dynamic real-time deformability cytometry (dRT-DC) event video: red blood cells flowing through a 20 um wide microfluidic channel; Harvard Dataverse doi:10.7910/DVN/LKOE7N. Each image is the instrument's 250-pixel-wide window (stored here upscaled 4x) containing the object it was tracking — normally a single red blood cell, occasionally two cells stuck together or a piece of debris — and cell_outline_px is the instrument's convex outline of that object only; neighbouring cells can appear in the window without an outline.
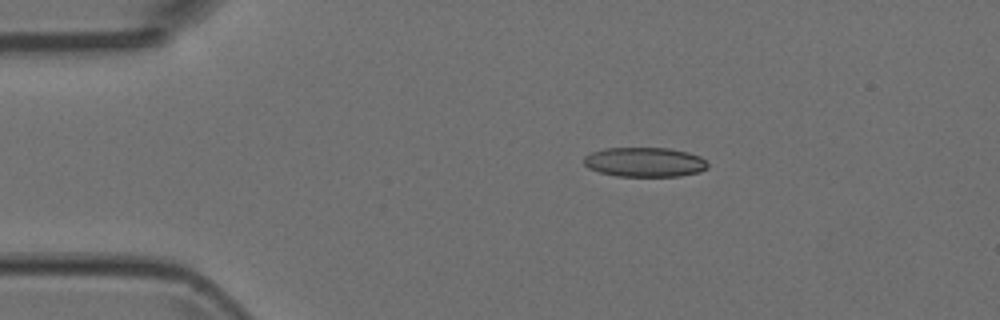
{"species": "Egyptian fruit bat (a non-hibernating species)", "species_latin": "Rousettus aegyptiacus", "temperature_condition": "room temperature", "stored_images_in_passage": 5, "camera_frame_rate_fps": 3000, "um_per_image_px": 0.085, "animal": {"sex": "female"}, "frame": {"image": 1, "passage_image": 2, "time_ms": 0.333, "image_size_px": [1000, 320], "cell_outline_px": [[708, 168], [700, 172], [680, 176], [616, 176], [600, 172], [588, 168], [584, 164], [584, 156], [592, 152], [604, 148], [668, 148], [688, 152], [700, 156], [708, 164]], "centroid_in_image_um": [54.8, 13.78], "position_along_channel_um": 30.2, "area_um2": 21.39}}
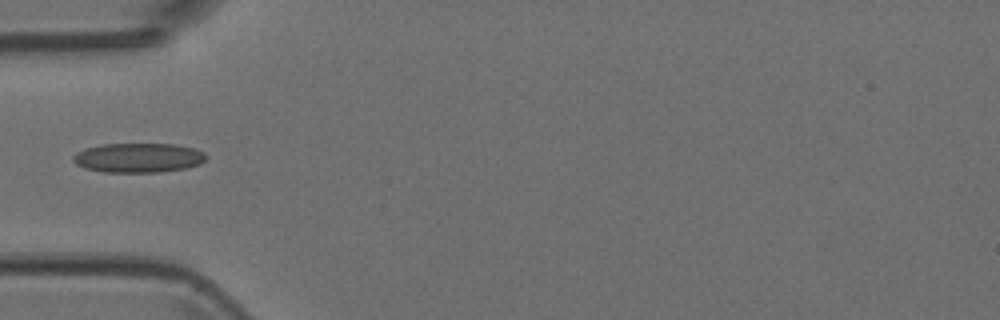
{"frame": {"image": 2, "passage_image": 4, "time_ms": 1.0, "image_size_px": [1000, 320], "cell_outline_px": [[208, 156], [200, 164], [184, 168], [160, 172], [104, 172], [84, 168], [76, 164], [72, 160], [72, 156], [76, 152], [84, 148], [104, 144], [176, 144], [192, 148], [204, 152]], "centroid_in_image_um": [11.73, 13.41], "position_along_channel_um": 73.3, "area_um2": 22.89}}
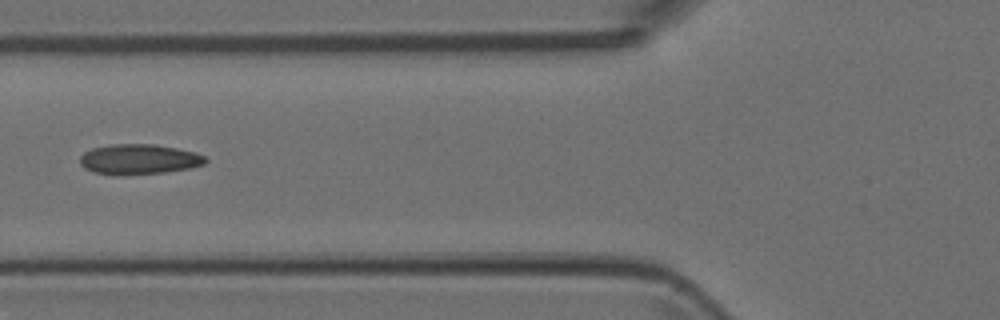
{"frame": {"image": 3, "passage_image": 5, "time_ms": 1.333, "image_size_px": [1000, 320], "cell_outline_px": [[208, 160], [204, 164], [188, 168], [164, 172], [116, 176], [96, 172], [84, 168], [80, 164], [80, 156], [84, 152], [92, 148], [112, 144], [156, 144], [196, 152], [204, 156]], "centroid_in_image_um": [11.79, 13.54], "position_along_channel_um": 114.0, "area_um2": 22.14}}